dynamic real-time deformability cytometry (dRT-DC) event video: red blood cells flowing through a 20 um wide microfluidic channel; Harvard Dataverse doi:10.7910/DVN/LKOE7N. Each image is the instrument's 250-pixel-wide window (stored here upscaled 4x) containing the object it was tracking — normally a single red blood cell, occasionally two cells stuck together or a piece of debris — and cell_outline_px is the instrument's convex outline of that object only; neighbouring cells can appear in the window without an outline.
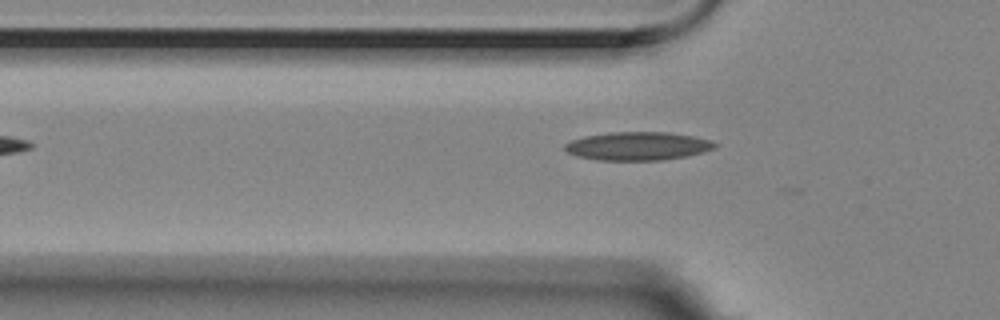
{"species": "Egyptian fruit bat (a non-hibernating species)", "species_latin": "Rousettus aegyptiacus", "temperature_condition": "room temperature", "stored_images_in_passage": 5, "camera_frame_rate_fps": 3000, "um_per_image_px": 0.085, "animal": {"sex": "female"}, "frame": {"image": 1, "passage_image": 5, "time_ms": 1.333, "image_size_px": [1000, 320], "cell_outline_px": [[720, 144], [716, 148], [704, 152], [688, 156], [664, 160], [596, 160], [576, 156], [568, 152], [564, 148], [564, 144], [572, 140], [584, 136], [608, 132], [668, 132], [692, 136], [712, 140]], "centroid_in_image_um": [54.25, 12.42], "position_along_channel_um": 71.5, "area_um2": 25.09}}